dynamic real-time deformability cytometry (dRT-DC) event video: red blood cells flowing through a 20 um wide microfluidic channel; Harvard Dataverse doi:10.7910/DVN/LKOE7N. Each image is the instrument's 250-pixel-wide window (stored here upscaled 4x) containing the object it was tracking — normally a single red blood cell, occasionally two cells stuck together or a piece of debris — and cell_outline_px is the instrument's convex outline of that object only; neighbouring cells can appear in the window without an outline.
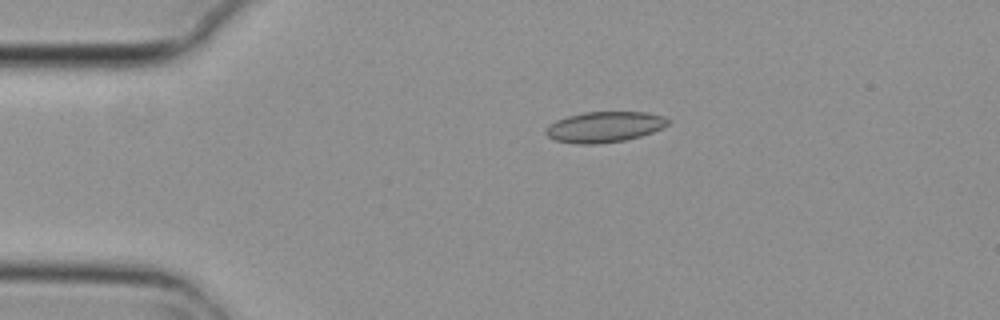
{"species": "common noctule bat (a hibernating species)", "species_latin": "Nyctalus noctula", "temperature_condition": "cold", "stored_images_in_passage": 5, "camera_frame_rate_fps": 3000, "um_per_image_px": 0.085, "animal": {"sex": "female", "body_mass_g": 29.2, "forearm_length_mm": 56.3}, "frame": {"image": 1, "passage_image": 3, "time_ms": 0.667, "image_size_px": [1000, 320], "cell_outline_px": [[672, 120], [668, 124], [652, 132], [640, 136], [624, 140], [596, 144], [576, 144], [556, 140], [548, 136], [544, 132], [548, 124], [556, 120], [568, 116], [584, 112], [648, 112], [664, 116]], "centroid_in_image_um": [51.37, 10.78], "position_along_channel_um": 33.6, "area_um2": 21.85}}
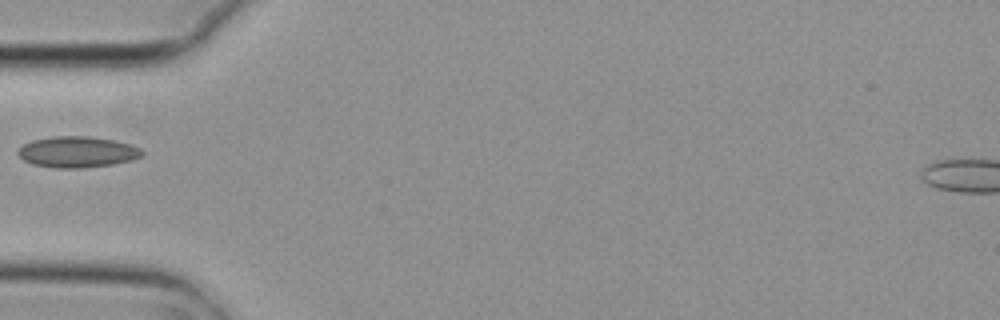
{"frame": {"image": 2, "passage_image": 5, "time_ms": 1.333, "image_size_px": [1000, 320], "cell_outline_px": [[144, 156], [132, 160], [112, 164], [84, 168], [56, 168], [32, 164], [24, 160], [16, 152], [24, 144], [32, 140], [52, 136], [88, 136], [116, 140], [132, 144], [140, 148], [144, 152]], "centroid_in_image_um": [6.61, 12.91], "position_along_channel_um": 78.4, "area_um2": 22.66}}